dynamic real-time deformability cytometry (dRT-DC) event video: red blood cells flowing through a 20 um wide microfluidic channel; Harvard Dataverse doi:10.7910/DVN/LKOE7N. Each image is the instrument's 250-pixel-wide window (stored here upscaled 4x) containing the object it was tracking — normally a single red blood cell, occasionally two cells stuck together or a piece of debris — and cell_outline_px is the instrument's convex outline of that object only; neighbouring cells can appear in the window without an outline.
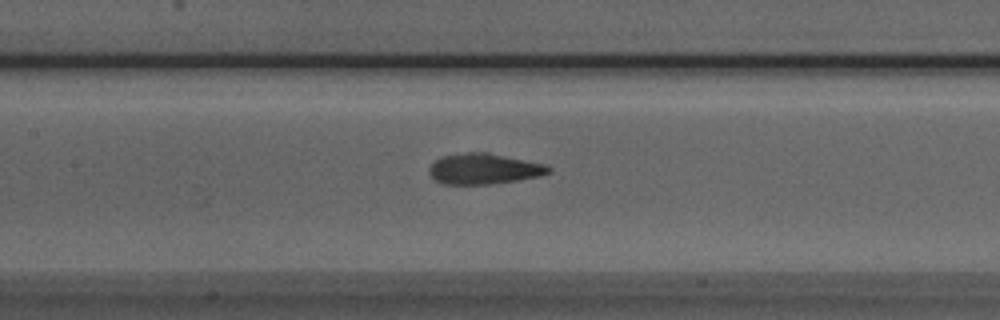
{"species": "Egyptian fruit bat (a non-hibernating species)", "species_latin": "Rousettus aegyptiacus", "temperature_condition": "room temperature", "stored_images_in_passage": 52, "camera_frame_rate_fps": 3000, "um_per_image_px": 0.085, "animal": {"sex": "male"}, "frame": {"image": 1, "passage_image": 24, "time_ms": 7.667, "image_size_px": [1000, 320], "cell_outline_px": [[552, 172], [540, 176], [492, 184], [444, 184], [436, 180], [428, 172], [428, 168], [440, 156], [468, 152], [488, 152], [544, 164], [552, 168]], "centroid_in_image_um": [41.13, 14.34], "position_along_channel_um": 166.3, "area_um2": 21.33}}
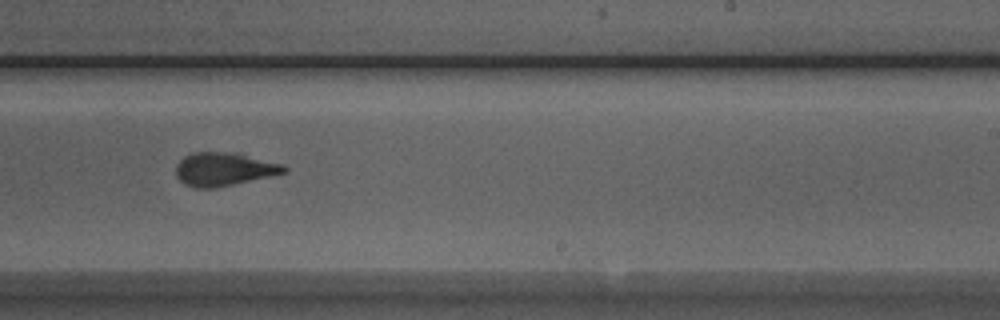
{"frame": {"image": 2, "passage_image": 32, "time_ms": 10.333, "image_size_px": [1000, 320], "cell_outline_px": [[288, 172], [216, 188], [196, 188], [184, 184], [176, 176], [176, 164], [184, 156], [192, 152], [232, 152], [284, 164], [288, 168]], "centroid_in_image_um": [19.03, 14.38], "position_along_channel_um": 270.0, "area_um2": 21.1}}
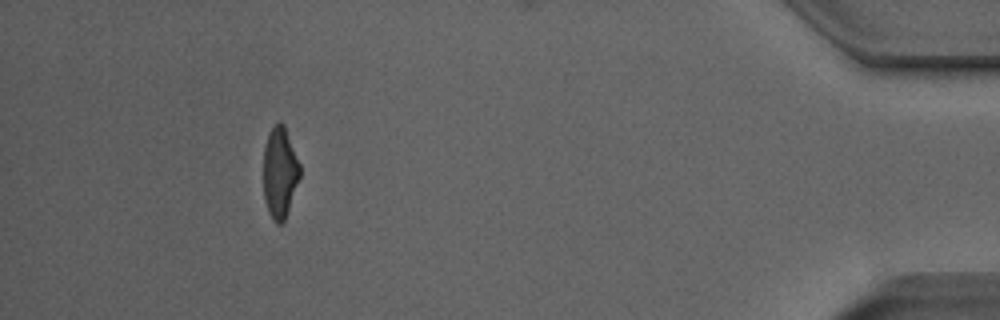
{"frame": {"image": 3, "passage_image": 48, "time_ms": 15.667, "image_size_px": [1000, 320], "cell_outline_px": [[300, 176], [284, 220], [280, 224], [276, 224], [272, 220], [268, 212], [264, 200], [264, 148], [268, 132], [280, 120], [284, 124], [300, 164]], "centroid_in_image_um": [23.77, 14.66], "position_along_channel_um": 411.4, "area_um2": 19.25}, "authors_computed_cell_mechanics": {"area_um2": 20.8947, "velocity_mm_per_s": 3.9006, "shape_relaxation_time_tau1_ms": 6.1252, "shape_relaxation_time_tau2_ms": 1.4717, "deformation_change_tau1": 0.2001, "deformation_change_tau2": 0.0883}}